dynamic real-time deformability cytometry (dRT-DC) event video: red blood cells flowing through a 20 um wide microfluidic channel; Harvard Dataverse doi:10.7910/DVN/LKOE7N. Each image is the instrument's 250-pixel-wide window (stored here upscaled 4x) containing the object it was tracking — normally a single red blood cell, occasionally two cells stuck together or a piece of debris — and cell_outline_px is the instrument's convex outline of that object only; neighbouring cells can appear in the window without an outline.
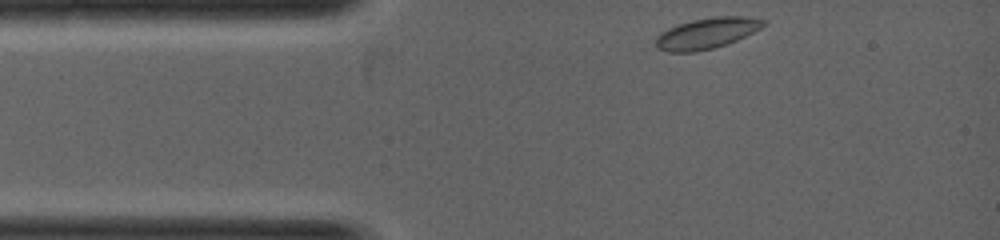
{"species": "common noctule bat (a hibernating species)", "species_latin": "Nyctalus noctula", "temperature_condition": "warm", "stored_images_in_passage": 26, "camera_frame_rate_fps": 5000, "um_per_image_px": 0.085, "animal": {"sex": "female", "body_mass_g": 19.0, "forearm_length_mm": 53.3}, "frame": {"image": 1, "passage_image": 1, "time_ms": 0.0, "image_size_px": [1000, 240], "cell_outline_px": [[768, 24], [728, 44], [696, 52], [668, 52], [656, 48], [656, 36], [660, 32], [668, 28], [692, 20], [716, 16], [744, 16], [768, 20]], "centroid_in_image_um": [60.08, 2.82], "position_along_channel_um": 24.9, "area_um2": 19.42}}
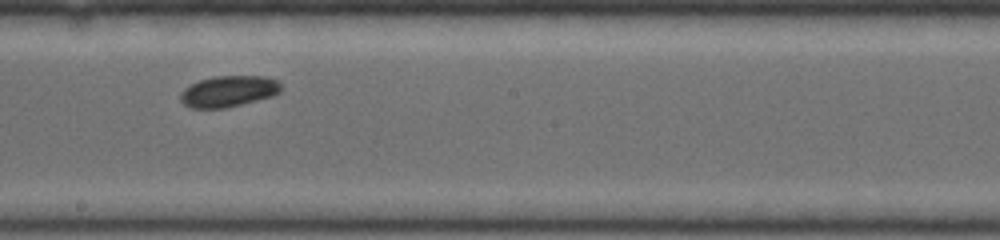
{"frame": {"image": 2, "passage_image": 15, "time_ms": 2.8, "image_size_px": [1000, 240], "cell_outline_px": [[280, 92], [276, 96], [224, 108], [188, 108], [180, 100], [180, 92], [184, 88], [200, 80], [216, 76], [264, 76], [280, 80]], "centroid_in_image_um": [19.45, 7.76], "position_along_channel_um": 228.8, "area_um2": 18.44}}
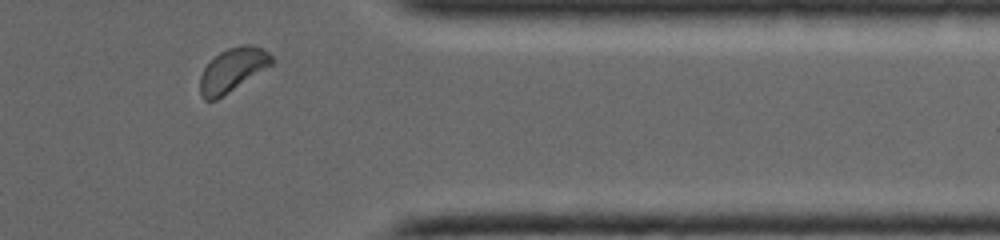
{"frame": {"image": 3, "passage_image": 25, "time_ms": 4.8, "image_size_px": [1000, 240], "cell_outline_px": [[276, 60], [272, 64], [216, 100], [204, 100], [200, 92], [200, 76], [204, 68], [220, 52], [228, 48], [240, 44], [248, 44], [260, 48], [268, 52]], "centroid_in_image_um": [19.77, 5.93], "position_along_channel_um": 391.6, "area_um2": 17.86}}